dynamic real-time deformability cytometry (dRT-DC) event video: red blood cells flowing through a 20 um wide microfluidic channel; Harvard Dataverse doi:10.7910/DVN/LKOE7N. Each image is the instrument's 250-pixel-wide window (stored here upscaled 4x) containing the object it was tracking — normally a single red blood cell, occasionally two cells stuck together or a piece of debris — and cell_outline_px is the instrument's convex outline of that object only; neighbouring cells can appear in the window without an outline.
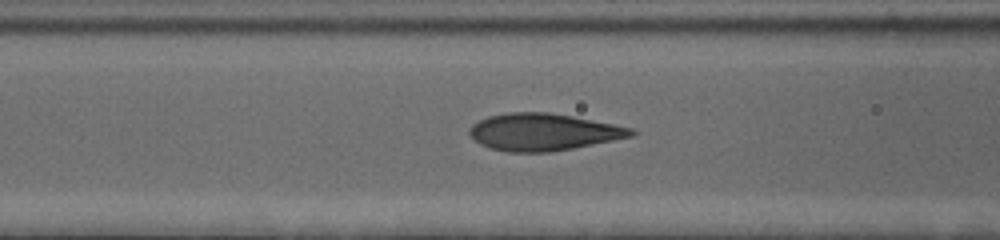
{"species": "human", "species_latin": "Homo sapiens", "temperature_condition": "cold", "stored_images_in_passage": 35, "camera_frame_rate_fps": 3000, "um_per_image_px": 0.085, "donor": {"sex": "female"}, "frame": {"image": 1, "passage_image": 12, "time_ms": 3.667, "image_size_px": [1000, 240], "cell_outline_px": [[636, 132], [632, 136], [572, 148], [548, 152], [508, 152], [492, 148], [480, 144], [468, 132], [468, 128], [472, 124], [488, 116], [508, 112], [548, 112], [572, 116], [632, 128]], "centroid_in_image_um": [46.14, 11.21], "position_along_channel_um": 120.5, "area_um2": 34.56}}
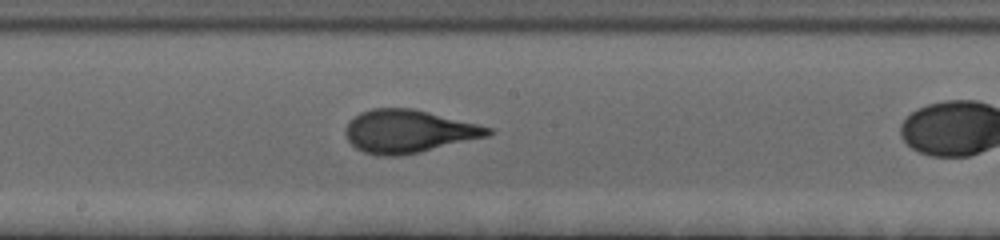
{"frame": {"image": 2, "passage_image": 20, "time_ms": 6.333, "image_size_px": [1000, 240], "cell_outline_px": [[496, 132], [488, 136], [420, 152], [400, 156], [380, 156], [364, 152], [356, 148], [348, 140], [344, 132], [344, 128], [348, 120], [360, 112], [372, 108], [412, 108], [480, 124], [492, 128]], "centroid_in_image_um": [34.71, 11.16], "position_along_channel_um": 213.5, "area_um2": 35.95}}
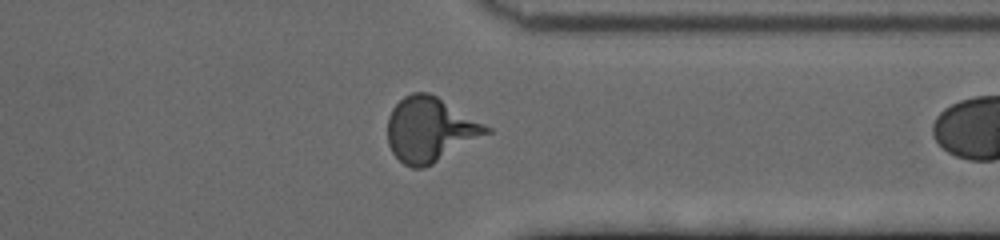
{"frame": {"image": 3, "passage_image": 34, "time_ms": 11.0, "image_size_px": [1000, 240], "cell_outline_px": [[492, 132], [432, 164], [424, 168], [412, 168], [404, 164], [392, 152], [388, 144], [388, 116], [392, 108], [404, 96], [412, 92], [428, 92], [436, 96], [492, 128]], "centroid_in_image_um": [36.54, 11.02], "position_along_channel_um": 374.9, "area_um2": 36.99}}